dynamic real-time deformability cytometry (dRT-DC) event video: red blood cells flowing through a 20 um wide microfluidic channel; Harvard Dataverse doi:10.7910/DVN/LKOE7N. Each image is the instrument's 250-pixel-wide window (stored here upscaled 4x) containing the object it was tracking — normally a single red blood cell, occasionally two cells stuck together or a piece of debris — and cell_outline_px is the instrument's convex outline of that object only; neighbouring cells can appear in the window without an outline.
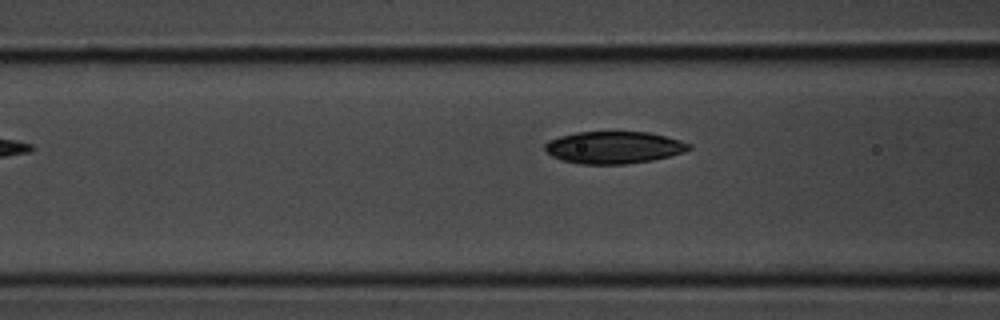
{"species": "common noctule bat (a hibernating species)", "species_latin": "Nyctalus noctula", "temperature_condition": "room temperature", "stored_images_in_passage": 6, "camera_frame_rate_fps": 3000, "um_per_image_px": 0.085, "animal": {"sex": "male", "body_mass_g": 20.1, "forearm_length_mm": 53.5}, "frame": {"image": 1, "passage_image": 5, "time_ms": 1.333, "image_size_px": [1000, 320], "cell_outline_px": [[692, 148], [684, 152], [652, 160], [624, 164], [580, 164], [560, 160], [552, 156], [544, 148], [544, 144], [548, 140], [560, 136], [576, 132], [648, 132], [680, 140], [692, 144]], "centroid_in_image_um": [52.16, 12.53], "position_along_channel_um": 114.4, "area_um2": 26.99}}